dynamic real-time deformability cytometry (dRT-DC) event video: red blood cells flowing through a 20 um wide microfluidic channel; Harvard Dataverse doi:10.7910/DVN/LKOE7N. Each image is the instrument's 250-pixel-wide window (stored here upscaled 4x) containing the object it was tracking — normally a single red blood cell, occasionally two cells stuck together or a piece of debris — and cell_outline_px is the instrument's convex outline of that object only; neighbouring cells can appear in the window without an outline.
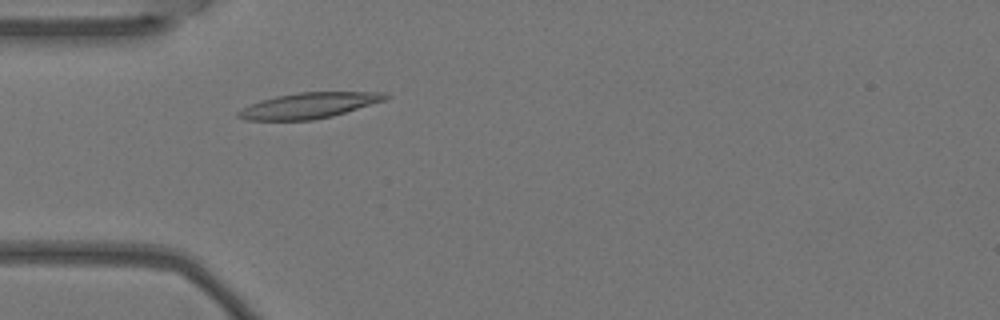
{"species": "Egyptian fruit bat (a non-hibernating species)", "species_latin": "Rousettus aegyptiacus", "temperature_condition": "warm", "stored_images_in_passage": 3, "camera_frame_rate_fps": 3000, "um_per_image_px": 0.085, "animal": {"sex": "female"}, "frame": {"image": 1, "passage_image": 3, "time_ms": 0.667, "image_size_px": [1000, 320], "cell_outline_px": [[392, 96], [384, 100], [332, 116], [312, 120], [244, 120], [236, 116], [236, 112], [260, 100], [276, 96], [300, 92], [384, 92]], "centroid_in_image_um": [26.24, 8.96], "position_along_channel_um": 58.8, "area_um2": 21.79}}